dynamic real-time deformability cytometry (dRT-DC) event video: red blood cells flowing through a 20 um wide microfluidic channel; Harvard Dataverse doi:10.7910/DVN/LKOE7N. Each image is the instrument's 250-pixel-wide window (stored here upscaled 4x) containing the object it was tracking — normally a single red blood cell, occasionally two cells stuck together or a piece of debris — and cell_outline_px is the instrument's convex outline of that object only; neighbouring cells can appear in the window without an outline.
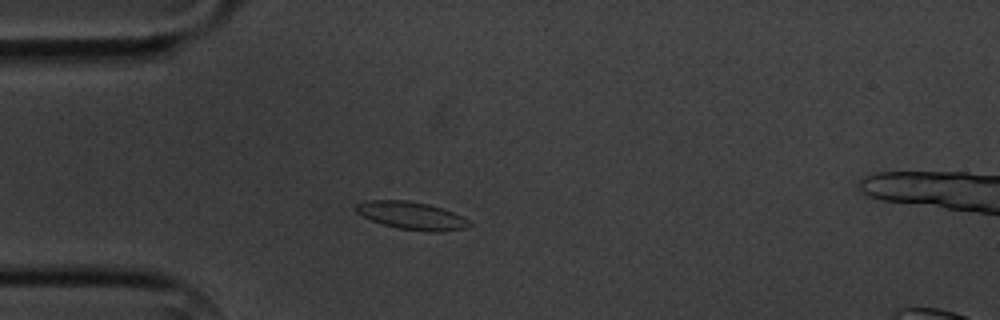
{"species": "common noctule bat (a hibernating species)", "species_latin": "Nyctalus noctula", "temperature_condition": "cold", "stored_images_in_passage": 3, "camera_frame_rate_fps": 3000, "um_per_image_px": 0.085, "animal": {"sex": "male", "body_mass_g": 20.1, "forearm_length_mm": 53.5}, "frame": {"image": 1, "passage_image": 3, "time_ms": 2.333, "image_size_px": [1000, 320], "cell_outline_px": [[472, 224], [468, 228], [436, 232], [428, 232], [400, 228], [384, 224], [372, 220], [356, 212], [352, 208], [356, 204], [368, 200], [408, 200], [428, 204], [444, 208], [468, 220]], "centroid_in_image_um": [34.99, 18.32], "position_along_channel_um": 50.0, "area_um2": 18.26}}